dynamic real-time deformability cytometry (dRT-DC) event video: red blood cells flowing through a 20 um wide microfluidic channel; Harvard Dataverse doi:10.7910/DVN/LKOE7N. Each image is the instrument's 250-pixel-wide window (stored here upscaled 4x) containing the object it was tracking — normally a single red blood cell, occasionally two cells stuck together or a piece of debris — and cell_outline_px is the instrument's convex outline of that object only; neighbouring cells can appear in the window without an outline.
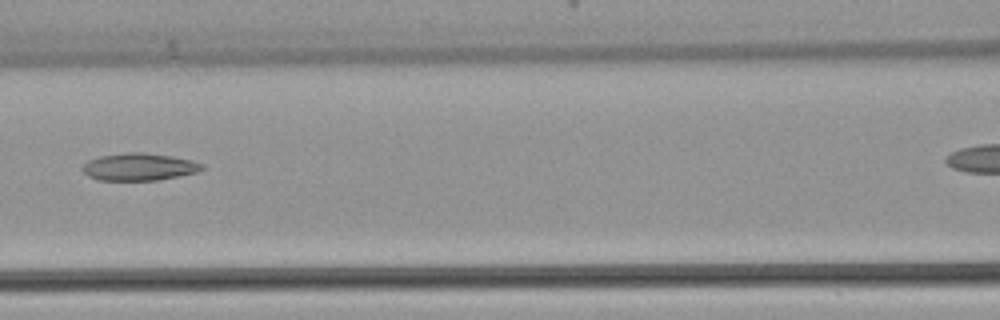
{"species": "common noctule bat (a hibernating species)", "species_latin": "Nyctalus noctula", "temperature_condition": "warm", "stored_images_in_passage": 6, "segment_of_instrument_passage": [1, 2], "camera_frame_rate_fps": 3000, "um_per_image_px": 0.085, "animal": {"sex": "female", "body_mass_g": 22.7, "forearm_length_mm": 54.2}, "frame": {"image": 1, "passage_image": 5, "time_ms": 1.333, "image_size_px": [1000, 320], "cell_outline_px": [[204, 168], [196, 172], [156, 180], [96, 180], [88, 176], [80, 168], [88, 160], [100, 156], [128, 152], [144, 152], [172, 156], [192, 160], [204, 164]], "centroid_in_image_um": [11.8, 14.17], "position_along_channel_um": 154.8, "area_um2": 19.02}}